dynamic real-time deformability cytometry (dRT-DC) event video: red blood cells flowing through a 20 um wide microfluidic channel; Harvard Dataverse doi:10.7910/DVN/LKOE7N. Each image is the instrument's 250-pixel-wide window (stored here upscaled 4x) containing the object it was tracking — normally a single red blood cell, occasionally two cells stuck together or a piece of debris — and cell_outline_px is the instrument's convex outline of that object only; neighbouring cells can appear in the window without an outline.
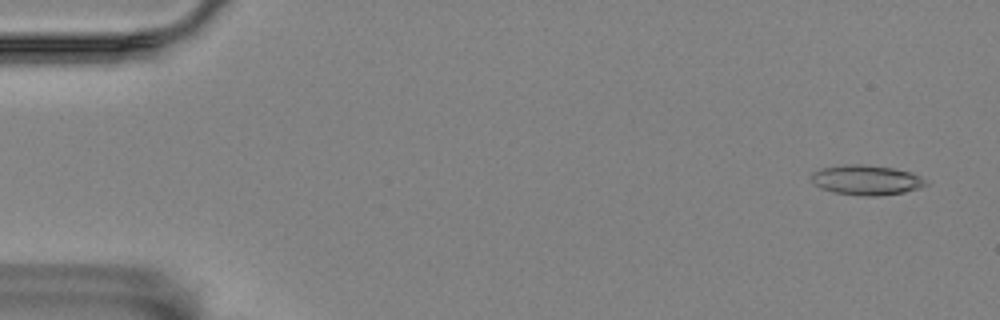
{"species": "Egyptian fruit bat (a non-hibernating species)", "species_latin": "Rousettus aegyptiacus", "temperature_condition": "room temperature", "stored_images_in_passage": 57, "camera_frame_rate_fps": 3000, "um_per_image_px": 0.085, "animal": {"sex": "female"}, "frame": {"image": 1, "passage_image": 3, "time_ms": 0.667, "image_size_px": [1000, 320], "cell_outline_px": [[928, 184], [920, 188], [904, 192], [876, 196], [868, 196], [832, 192], [820, 188], [812, 180], [812, 172], [820, 168], [844, 164], [864, 164], [892, 168], [912, 172], [920, 176]], "centroid_in_image_um": [73.63, 15.29], "position_along_channel_um": 11.4, "area_um2": 19.94}}
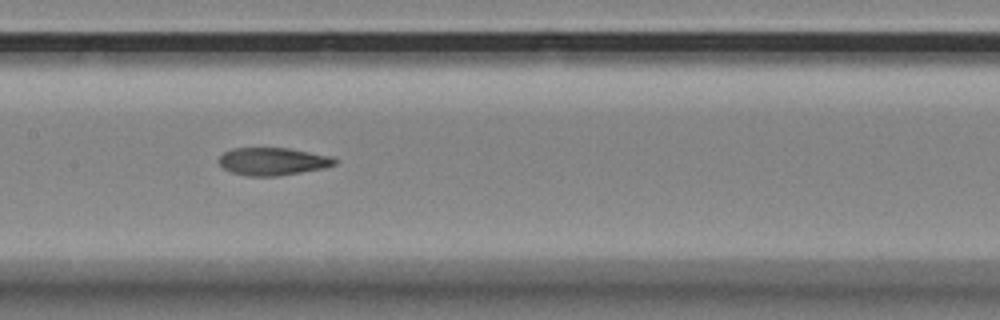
{"frame": {"image": 2, "passage_image": 28, "time_ms": 9.0, "image_size_px": [1000, 320], "cell_outline_px": [[340, 160], [336, 164], [324, 168], [276, 176], [248, 176], [232, 172], [224, 168], [216, 160], [224, 152], [232, 148], [288, 148], [332, 156]], "centroid_in_image_um": [23.2, 13.71], "position_along_channel_um": 184.2, "area_um2": 18.73}}
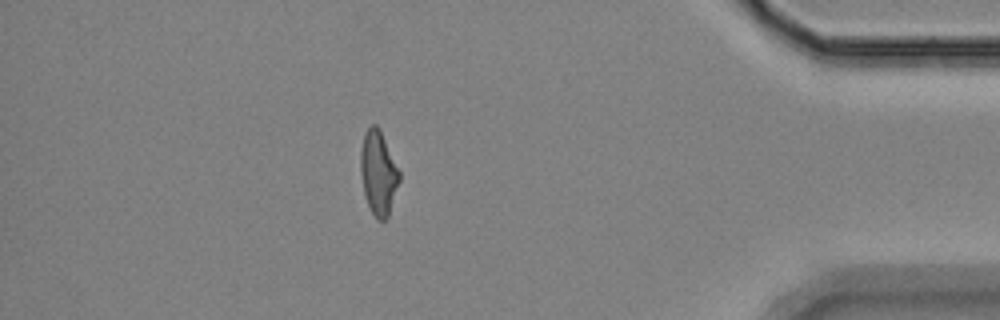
{"frame": {"image": 3, "passage_image": 50, "time_ms": 16.333, "image_size_px": [1000, 320], "cell_outline_px": [[400, 180], [388, 216], [384, 220], [376, 220], [368, 204], [364, 192], [360, 172], [360, 152], [364, 136], [368, 128], [372, 124], [376, 124], [380, 128], [400, 172]], "centroid_in_image_um": [32.16, 14.68], "position_along_channel_um": 403.0, "area_um2": 18.9}, "authors_computed_cell_mechanics": {"area_um2": 19.2474, "velocity_mm_per_s": 3.5305, "shape_relaxation_time_tau1_ms": null, "shape_relaxation_time_tau2_ms": 3.1229, "deformation_change_tau1": null, "deformation_change_tau2": 0.1169}}